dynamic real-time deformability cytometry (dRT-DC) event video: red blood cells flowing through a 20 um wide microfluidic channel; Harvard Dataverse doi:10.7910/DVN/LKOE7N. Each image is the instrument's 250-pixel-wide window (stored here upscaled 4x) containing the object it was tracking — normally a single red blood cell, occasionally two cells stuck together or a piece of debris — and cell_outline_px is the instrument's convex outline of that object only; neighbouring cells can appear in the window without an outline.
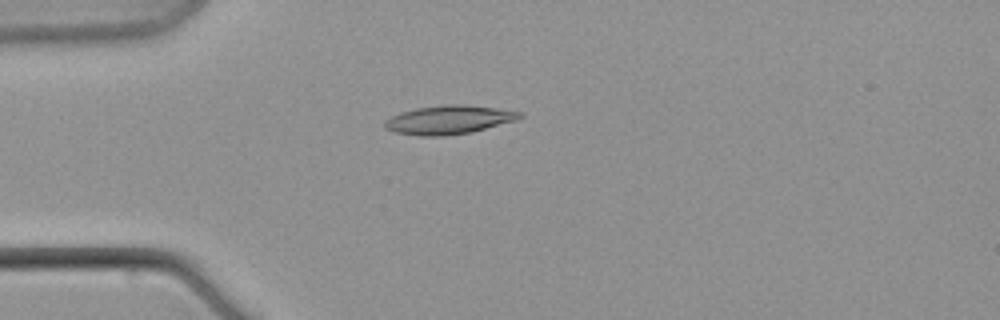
{"species": "common noctule bat (a hibernating species)", "species_latin": "Nyctalus noctula", "temperature_condition": "warm", "stored_images_in_passage": 6, "camera_frame_rate_fps": 3000, "um_per_image_px": 0.085, "animal": {"sex": "male", "body_mass_g": 21.5, "forearm_length_mm": 52.0}, "frame": {"image": 1, "passage_image": 6, "time_ms": 6.0, "image_size_px": [1000, 320], "cell_outline_px": [[524, 116], [516, 120], [472, 132], [444, 136], [420, 136], [392, 132], [384, 128], [384, 124], [392, 116], [400, 112], [416, 108], [448, 104], [464, 104], [496, 108], [524, 112]], "centroid_in_image_um": [38.17, 10.18], "position_along_channel_um": 46.8, "area_um2": 22.66}}